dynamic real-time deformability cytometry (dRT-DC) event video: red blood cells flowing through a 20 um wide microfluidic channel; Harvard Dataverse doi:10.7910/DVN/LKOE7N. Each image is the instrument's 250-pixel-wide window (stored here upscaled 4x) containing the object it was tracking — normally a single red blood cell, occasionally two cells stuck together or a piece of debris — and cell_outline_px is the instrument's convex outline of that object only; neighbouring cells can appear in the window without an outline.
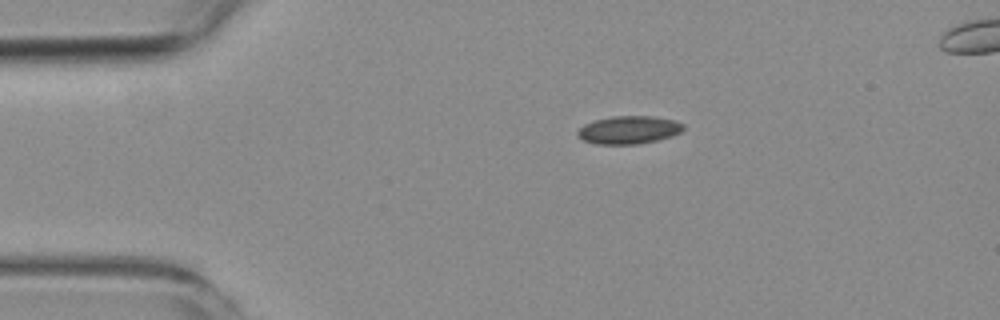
{"species": "common noctule bat (a hibernating species)", "species_latin": "Nyctalus noctula", "temperature_condition": "room temperature", "stored_images_in_passage": 3, "camera_frame_rate_fps": 3000, "um_per_image_px": 0.085, "animal": {"sex": "female", "body_mass_g": 19.3, "forearm_length_mm": 54.1}, "frame": {"image": 1, "passage_image": 1, "time_ms": 0.0, "image_size_px": [1000, 320], "cell_outline_px": [[684, 128], [680, 132], [672, 136], [656, 140], [636, 144], [596, 144], [584, 140], [576, 132], [584, 124], [596, 120], [612, 116], [652, 116], [676, 120], [684, 124]], "centroid_in_image_um": [53.48, 11.03], "position_along_channel_um": 31.5, "area_um2": 17.11}}